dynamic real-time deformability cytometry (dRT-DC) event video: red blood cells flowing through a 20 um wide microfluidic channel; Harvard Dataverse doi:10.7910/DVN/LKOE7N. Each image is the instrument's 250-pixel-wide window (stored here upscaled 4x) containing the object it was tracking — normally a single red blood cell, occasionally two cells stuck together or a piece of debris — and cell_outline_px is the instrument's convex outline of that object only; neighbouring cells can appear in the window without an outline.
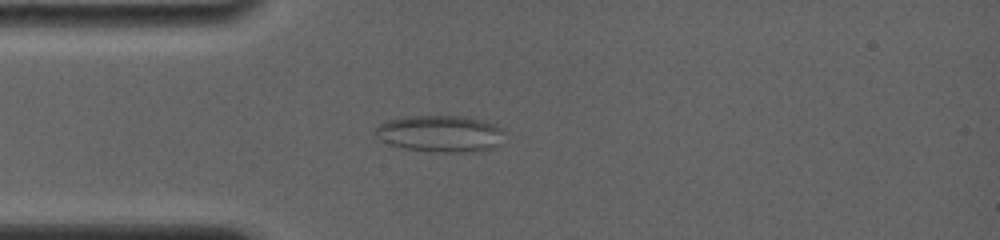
{"species": "common noctule bat (a hibernating species)", "species_latin": "Nyctalus noctula", "temperature_condition": "room temperature", "stored_images_in_passage": 7, "camera_frame_rate_fps": 4000, "um_per_image_px": 0.085, "animal": {"sex": "female", "body_mass_g": 19.0, "forearm_length_mm": 56.7}, "frame": {"image": 1, "passage_image": 6, "time_ms": 4.0, "image_size_px": [1000, 240], "cell_outline_px": [[504, 132], [500, 144], [492, 148], [476, 152], [432, 152], [404, 148], [392, 144], [372, 136], [372, 128], [384, 120], [408, 116], [464, 116], [480, 120], [492, 124], [500, 128]], "centroid_in_image_um": [37.34, 11.36], "position_along_channel_um": 47.7, "area_um2": 27.92}}